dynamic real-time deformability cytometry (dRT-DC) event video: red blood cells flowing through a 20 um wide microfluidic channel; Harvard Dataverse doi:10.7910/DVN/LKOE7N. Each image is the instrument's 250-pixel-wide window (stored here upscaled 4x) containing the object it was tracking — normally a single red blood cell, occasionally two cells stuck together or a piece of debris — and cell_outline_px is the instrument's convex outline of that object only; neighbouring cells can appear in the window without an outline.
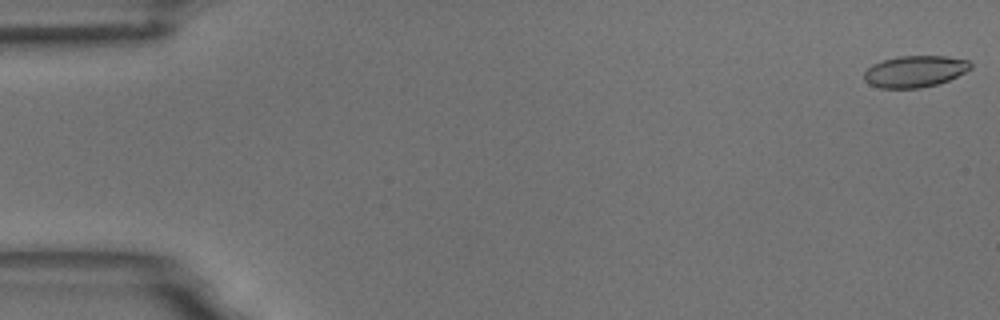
{"species": "common noctule bat (a hibernating species)", "species_latin": "Nyctalus noctula", "temperature_condition": "room temperature", "stored_images_in_passage": 54, "camera_frame_rate_fps": 3000, "um_per_image_px": 0.085, "animal": {"sex": "male", "body_mass_g": 18.8}, "frame": {"image": 1, "passage_image": 1, "time_ms": 0.0, "image_size_px": [1000, 320], "cell_outline_px": [[972, 68], [948, 80], [936, 84], [920, 88], [880, 88], [868, 84], [864, 80], [864, 72], [872, 64], [884, 60], [900, 56], [948, 56], [968, 60], [972, 64]], "centroid_in_image_um": [77.75, 6.07], "position_along_channel_um": 7.2, "area_um2": 19.54}}
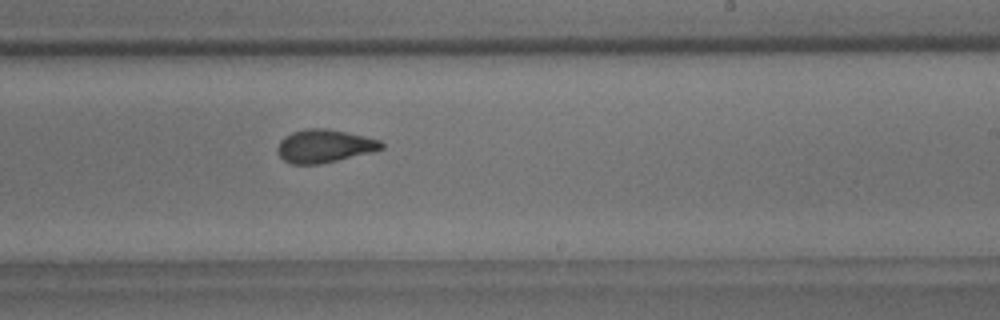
{"frame": {"image": 2, "passage_image": 33, "time_ms": 10.667, "image_size_px": [1000, 320], "cell_outline_px": [[384, 148], [372, 152], [320, 164], [292, 164], [284, 160], [276, 152], [276, 148], [280, 140], [284, 136], [292, 132], [304, 128], [328, 128], [364, 136], [380, 140], [384, 144]], "centroid_in_image_um": [27.54, 12.4], "position_along_channel_um": 261.5, "area_um2": 20.17}}
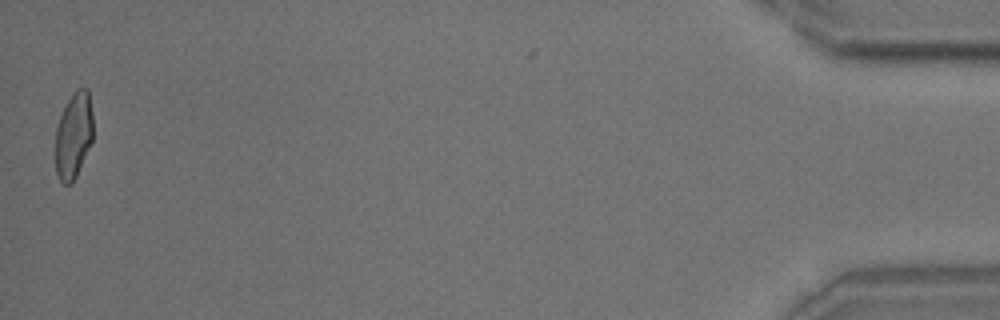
{"frame": {"image": 3, "passage_image": 54, "time_ms": 17.667, "image_size_px": [1000, 320], "cell_outline_px": [[92, 140], [76, 176], [72, 184], [64, 184], [60, 180], [56, 172], [56, 128], [60, 116], [68, 100], [76, 88], [88, 88], [92, 112]], "centroid_in_image_um": [6.25, 11.5], "position_along_channel_um": 428.9, "area_um2": 18.73}, "authors_computed_cell_mechanics": {"area_um2": 20.1144, "velocity_mm_per_s": 3.72, "shape_relaxation_time_tau1_ms": null, "shape_relaxation_time_tau2_ms": 1.1273, "deformation_change_tau1": null, "deformation_change_tau2": 0.0764}}